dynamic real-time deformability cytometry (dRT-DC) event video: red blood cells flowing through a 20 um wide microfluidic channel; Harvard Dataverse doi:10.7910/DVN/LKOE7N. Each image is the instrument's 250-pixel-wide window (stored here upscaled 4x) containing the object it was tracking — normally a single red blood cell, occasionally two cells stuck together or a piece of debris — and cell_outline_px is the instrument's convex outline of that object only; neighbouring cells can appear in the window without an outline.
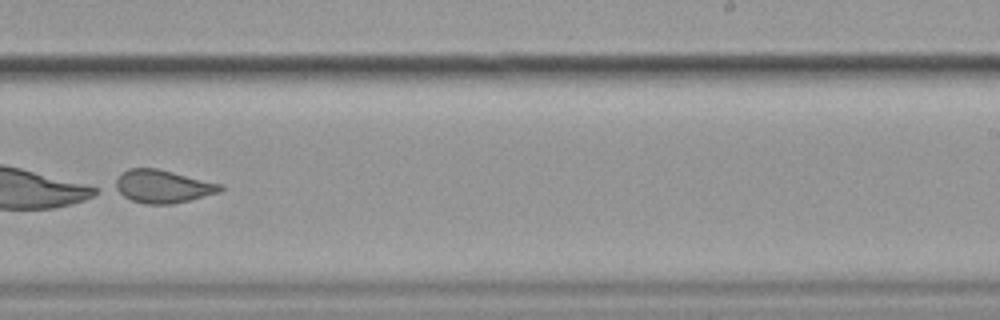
{"species": "common noctule bat (a hibernating species)", "species_latin": "Nyctalus noctula", "temperature_condition": "cold", "stored_images_in_passage": 41, "camera_frame_rate_fps": 3000, "um_per_image_px": 0.085, "animal": {"sex": "female", "body_mass_g": 19.9}, "frame": {"image": 1, "passage_image": 24, "time_ms": 7.667, "image_size_px": [1000, 320], "cell_outline_px": [[224, 188], [220, 192], [172, 204], [144, 204], [132, 200], [108, 188], [120, 172], [128, 168], [156, 168], [224, 184]], "centroid_in_image_um": [13.74, 15.83], "position_along_channel_um": 275.3, "area_um2": 20.69}}